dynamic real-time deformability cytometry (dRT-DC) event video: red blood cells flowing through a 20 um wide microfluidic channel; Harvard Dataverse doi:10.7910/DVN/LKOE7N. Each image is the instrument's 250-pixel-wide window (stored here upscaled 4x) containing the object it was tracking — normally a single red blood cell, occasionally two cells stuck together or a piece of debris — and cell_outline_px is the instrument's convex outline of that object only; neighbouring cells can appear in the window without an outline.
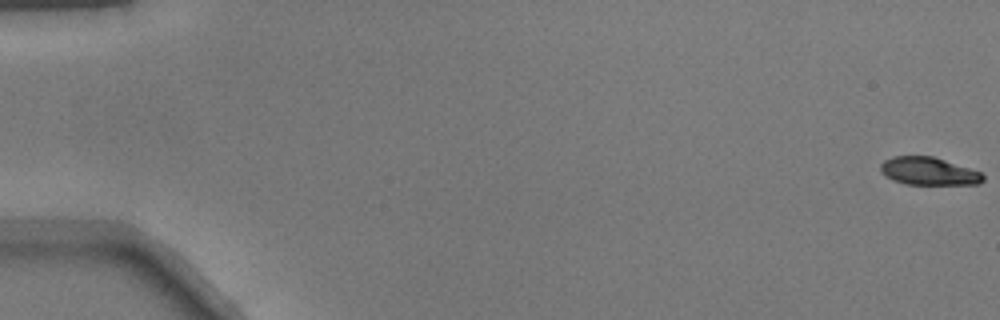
{"species": "common noctule bat (a hibernating species)", "species_latin": "Nyctalus noctula", "temperature_condition": "warm", "stored_images_in_passage": 18, "camera_frame_rate_fps": 3000, "um_per_image_px": 0.085, "animal": {"sex": "male", "body_mass_g": 17.9}, "frame": {"image": 1, "passage_image": 1, "time_ms": 0.0, "image_size_px": [1000, 320], "cell_outline_px": [[984, 180], [980, 184], [904, 184], [892, 180], [884, 176], [880, 172], [880, 164], [884, 160], [892, 156], [932, 156], [980, 172], [984, 176]], "centroid_in_image_um": [78.87, 14.56], "position_along_channel_um": 6.1, "area_um2": 16.59}}
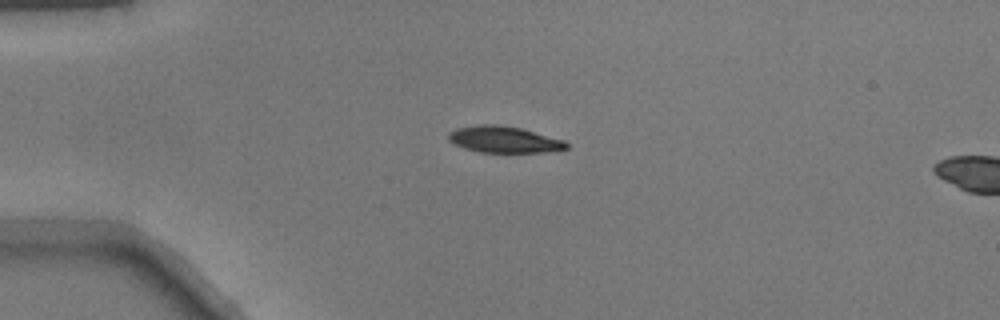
{"frame": {"image": 2, "passage_image": 14, "time_ms": 4.333, "image_size_px": [1000, 320], "cell_outline_px": [[568, 148], [548, 152], [480, 152], [464, 148], [448, 140], [448, 132], [456, 128], [476, 124], [500, 124], [520, 128], [564, 140], [568, 144]], "centroid_in_image_um": [42.81, 11.85], "position_along_channel_um": 42.2, "area_um2": 18.21}}